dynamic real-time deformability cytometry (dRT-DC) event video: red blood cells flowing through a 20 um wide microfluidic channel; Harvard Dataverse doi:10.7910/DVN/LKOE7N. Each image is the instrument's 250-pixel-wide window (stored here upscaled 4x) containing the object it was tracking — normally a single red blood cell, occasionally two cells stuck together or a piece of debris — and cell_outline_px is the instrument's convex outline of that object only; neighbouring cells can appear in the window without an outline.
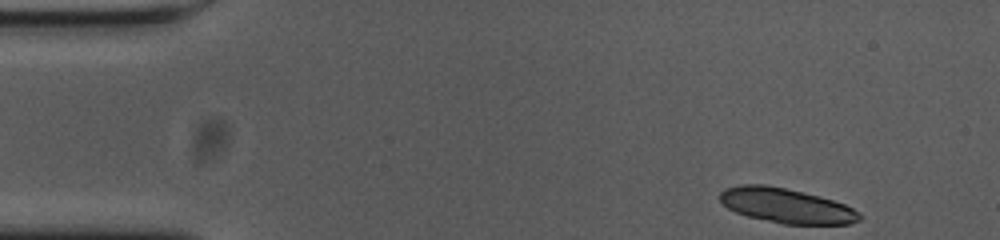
{"species": "common noctule bat (a hibernating species)", "species_latin": "Nyctalus noctula", "temperature_condition": "cold", "stored_images_in_passage": 52, "camera_frame_rate_fps": 3000, "um_per_image_px": 0.085, "animal": {"sex": "female", "body_mass_g": 23.0, "forearm_length_mm": 53.4}, "frame": {"image": 1, "passage_image": 1, "time_ms": 0.0, "image_size_px": [1000, 240], "cell_outline_px": [[864, 216], [860, 220], [848, 224], [784, 224], [748, 216], [736, 212], [728, 208], [720, 200], [720, 192], [724, 188], [740, 184], [764, 184], [804, 192], [820, 196], [844, 204], [860, 212]], "centroid_in_image_um": [66.85, 17.47], "position_along_channel_um": 18.2, "area_um2": 28.26}}
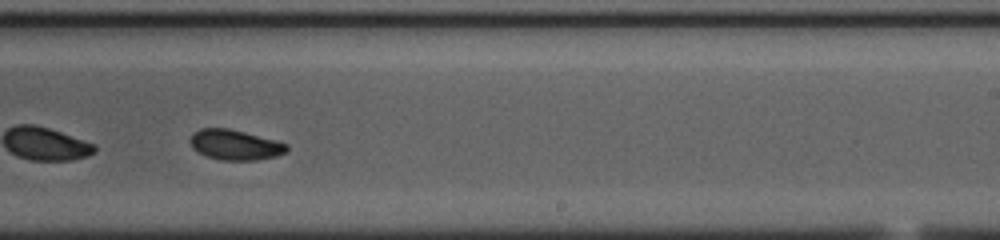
{"frame": {"image": 2, "passage_image": 30, "time_ms": 9.667, "image_size_px": [1000, 240], "cell_outline_px": [[288, 148], [284, 152], [276, 156], [256, 160], [220, 160], [208, 156], [192, 148], [188, 140], [192, 132], [200, 128], [228, 128], [244, 132], [288, 144]], "centroid_in_image_um": [19.92, 12.3], "position_along_channel_um": 269.1, "area_um2": 16.88}}
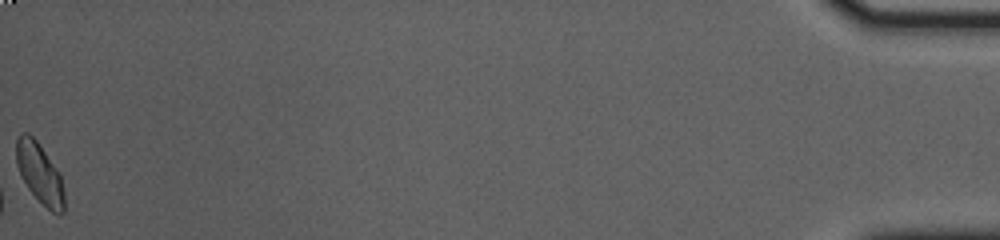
{"frame": {"image": 3, "passage_image": 52, "time_ms": 17.0, "image_size_px": [1000, 240], "cell_outline_px": [[64, 212], [60, 216], [52, 212], [28, 188], [20, 176], [16, 164], [16, 140], [20, 132], [28, 132], [36, 140], [60, 176], [64, 192]], "centroid_in_image_um": [3.34, 14.73], "position_along_channel_um": 431.9, "area_um2": 16.53}, "authors_computed_cell_mechanics": {"area_um2": 17.1666, "velocity_mm_per_s": 3.6393, "shape_relaxation_time_tau1_ms": 2.1735, "shape_relaxation_time_tau2_ms": 3.4712, "deformation_change_tau1": 0.1045, "deformation_change_tau2": 0.0713}}